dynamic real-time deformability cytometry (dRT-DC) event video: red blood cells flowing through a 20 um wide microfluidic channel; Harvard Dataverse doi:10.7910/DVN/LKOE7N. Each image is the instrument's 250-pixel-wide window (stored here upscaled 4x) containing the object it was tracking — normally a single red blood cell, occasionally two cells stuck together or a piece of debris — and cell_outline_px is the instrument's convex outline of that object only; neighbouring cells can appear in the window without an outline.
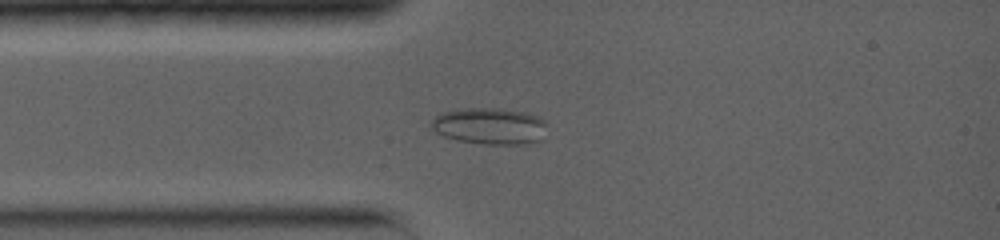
{"species": "common noctule bat (a hibernating species)", "species_latin": "Nyctalus noctula", "temperature_condition": "warm", "stored_images_in_passage": 23, "camera_frame_rate_fps": 5000, "um_per_image_px": 0.085, "animal": {"sex": "female", "body_mass_g": 19.0, "forearm_length_mm": 56.7}, "frame": {"image": 1, "passage_image": 4, "time_ms": 1.8, "image_size_px": [1000, 240], "cell_outline_px": [[548, 136], [544, 140], [528, 144], [480, 144], [456, 140], [444, 136], [436, 132], [432, 128], [432, 120], [436, 116], [444, 112], [456, 108], [504, 108], [528, 112], [540, 116], [544, 120]], "centroid_in_image_um": [41.72, 10.72], "position_along_channel_um": 43.3, "area_um2": 25.37}}
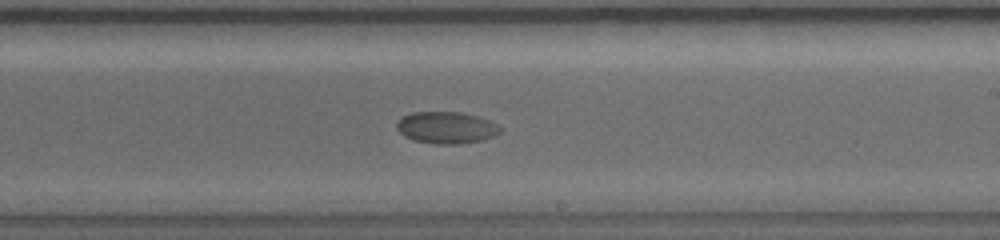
{"frame": {"image": 2, "passage_image": 13, "time_ms": 7.4, "image_size_px": [1000, 240], "cell_outline_px": [[500, 132], [492, 136], [480, 140], [460, 144], [436, 144], [412, 140], [404, 136], [396, 128], [396, 124], [404, 116], [412, 112], [460, 112], [476, 116], [500, 124]], "centroid_in_image_um": [37.93, 10.85], "position_along_channel_um": 251.1, "area_um2": 19.07}}
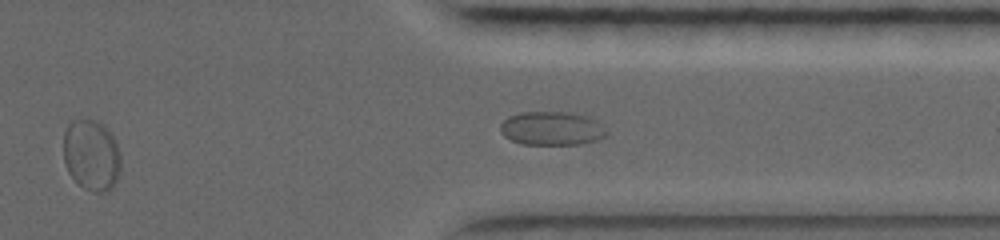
{"frame": {"image": 3, "passage_image": 18, "time_ms": 10.4, "image_size_px": [1000, 240], "cell_outline_px": [[120, 172], [112, 188], [108, 192], [92, 192], [84, 188], [68, 172], [64, 160], [64, 132], [68, 124], [72, 120], [96, 120], [104, 124], [116, 140], [120, 156]], "centroid_in_image_um": [7.79, 13.18], "position_along_channel_um": 403.6, "area_um2": 23.87}}